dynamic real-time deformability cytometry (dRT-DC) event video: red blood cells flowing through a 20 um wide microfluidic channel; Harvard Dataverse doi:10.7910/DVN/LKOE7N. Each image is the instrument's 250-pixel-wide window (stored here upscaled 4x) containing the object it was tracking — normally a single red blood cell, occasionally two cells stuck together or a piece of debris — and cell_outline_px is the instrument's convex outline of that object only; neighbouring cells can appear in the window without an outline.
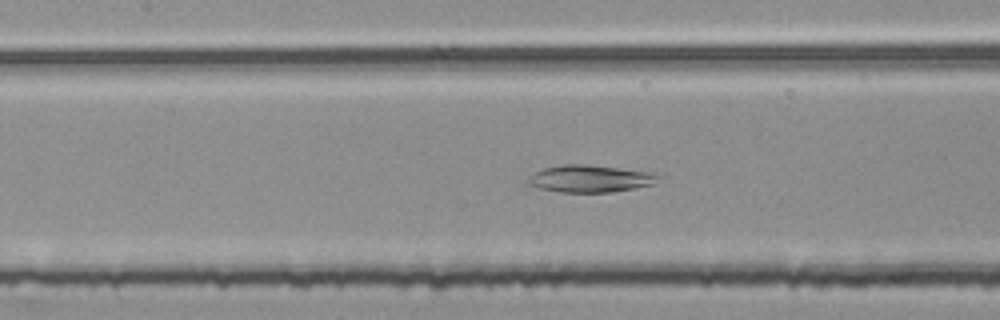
{"species": "common noctule bat (a hibernating species)", "species_latin": "Nyctalus noctula", "temperature_condition": "room temperature", "stored_images_in_passage": 39, "camera_frame_rate_fps": 3000, "um_per_image_px": 0.085, "animal": {"sex": "female", "body_mass_g": 25.1}, "frame": {"image": 1, "passage_image": 10, "time_ms": 3.0, "image_size_px": [1000, 320], "cell_outline_px": [[660, 176], [652, 184], [636, 188], [612, 192], [560, 192], [540, 188], [528, 184], [528, 176], [532, 172], [544, 168], [564, 164], [588, 164], [660, 172]], "centroid_in_image_um": [50.2, 15.17], "position_along_channel_um": 157.2, "area_um2": 20.98}}
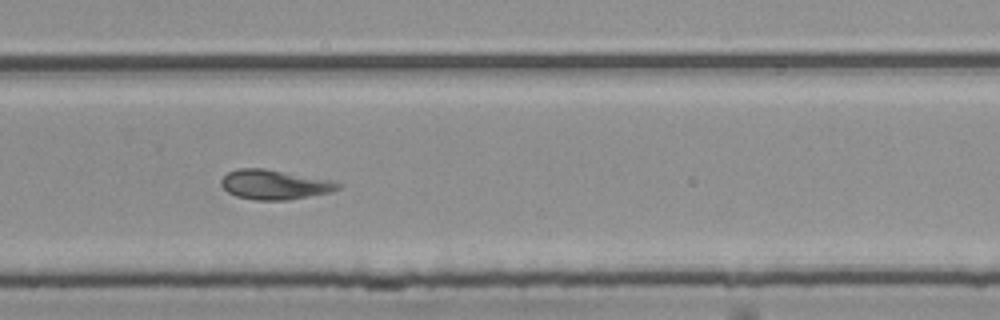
{"frame": {"image": 2, "passage_image": 22, "time_ms": 7.0, "image_size_px": [1000, 320], "cell_outline_px": [[344, 184], [340, 188], [328, 192], [288, 200], [252, 200], [236, 196], [228, 192], [220, 184], [220, 180], [228, 172], [236, 168], [264, 168], [328, 180]], "centroid_in_image_um": [23.28, 15.69], "position_along_channel_um": 306.5, "area_um2": 20.0}}
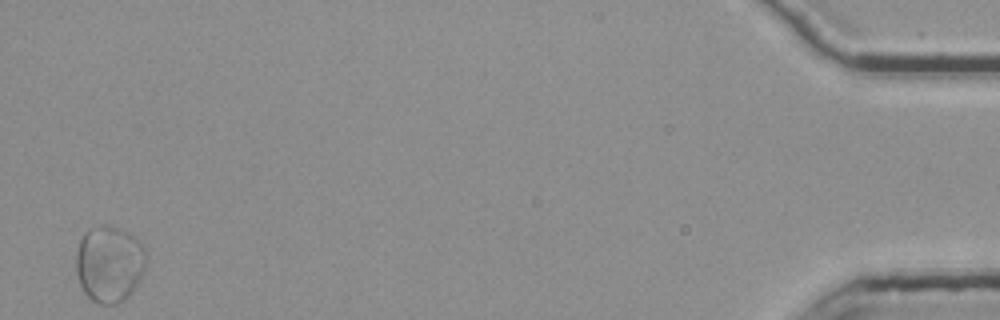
{"frame": {"image": 3, "passage_image": 39, "time_ms": 12.667, "image_size_px": [1000, 320], "cell_outline_px": [[144, 268], [140, 276], [128, 296], [124, 300], [116, 304], [100, 304], [92, 300], [84, 292], [80, 284], [76, 272], [76, 252], [80, 240], [84, 232], [88, 228], [104, 224], [108, 224], [120, 228], [132, 236], [144, 248]], "centroid_in_image_um": [9.23, 22.41], "position_along_channel_um": 426.0, "area_um2": 30.92}}